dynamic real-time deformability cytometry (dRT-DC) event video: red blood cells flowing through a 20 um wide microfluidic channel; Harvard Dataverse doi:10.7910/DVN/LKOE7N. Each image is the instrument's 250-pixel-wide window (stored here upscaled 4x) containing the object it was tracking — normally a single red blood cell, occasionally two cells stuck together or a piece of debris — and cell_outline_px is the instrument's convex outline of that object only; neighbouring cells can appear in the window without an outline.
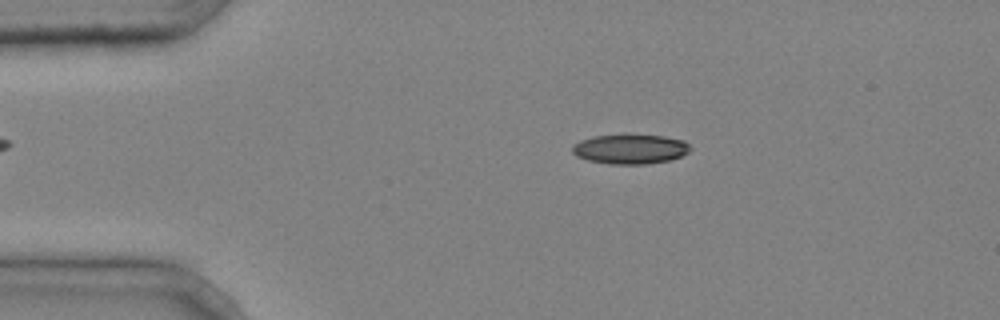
{"species": "common noctule bat (a hibernating species)", "species_latin": "Nyctalus noctula", "temperature_condition": "cold", "stored_images_in_passage": 3, "camera_frame_rate_fps": 3000, "um_per_image_px": 0.085, "animal": {"sex": "male", "body_mass_g": 20.4}, "frame": {"image": 1, "passage_image": 2, "time_ms": 0.333, "image_size_px": [1000, 320], "cell_outline_px": [[692, 148], [688, 152], [672, 160], [648, 164], [608, 164], [588, 160], [576, 156], [572, 152], [572, 144], [580, 140], [592, 136], [624, 132], [628, 132], [664, 136], [684, 140]], "centroid_in_image_um": [53.55, 12.63], "position_along_channel_um": 31.5, "area_um2": 21.33}}